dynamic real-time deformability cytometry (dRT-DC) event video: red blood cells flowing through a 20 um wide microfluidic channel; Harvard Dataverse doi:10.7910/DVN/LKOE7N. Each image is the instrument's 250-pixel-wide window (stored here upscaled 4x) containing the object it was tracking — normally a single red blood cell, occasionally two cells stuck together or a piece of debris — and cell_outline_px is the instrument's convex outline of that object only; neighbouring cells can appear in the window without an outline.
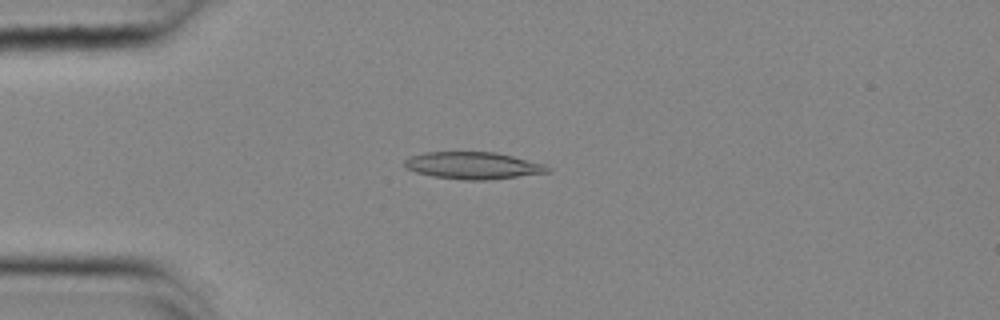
{"species": "common noctule bat (a hibernating species)", "species_latin": "Nyctalus noctula", "temperature_condition": "cold", "stored_images_in_passage": 55, "camera_frame_rate_fps": 3000, "um_per_image_px": 0.085, "animal": {"sex": "female", "body_mass_g": 25.1}, "frame": {"image": 1, "passage_image": 14, "time_ms": 4.333, "image_size_px": [1000, 320], "cell_outline_px": [[552, 172], [484, 180], [464, 180], [432, 176], [416, 172], [408, 168], [404, 164], [404, 160], [412, 156], [424, 152], [496, 152], [544, 164], [552, 168]], "centroid_in_image_um": [40.23, 14.07], "position_along_channel_um": 44.8, "area_um2": 22.43}}
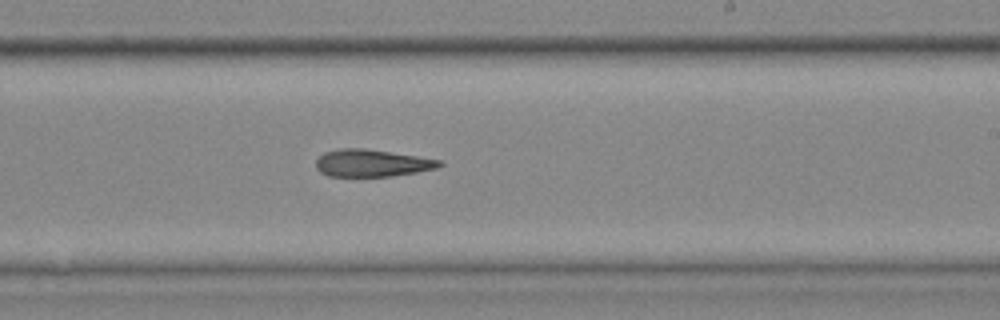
{"frame": {"image": 2, "passage_image": 33, "time_ms": 10.667, "image_size_px": [1000, 320], "cell_outline_px": [[444, 164], [436, 168], [416, 172], [388, 176], [328, 176], [320, 172], [316, 168], [316, 160], [324, 152], [340, 148], [364, 148], [416, 156], [440, 160]], "centroid_in_image_um": [31.57, 13.86], "position_along_channel_um": 257.4, "area_um2": 19.42}}
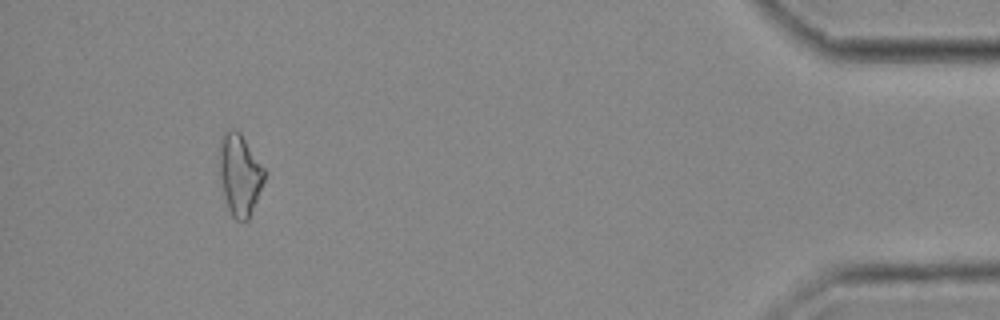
{"frame": {"image": 3, "passage_image": 51, "time_ms": 16.667, "image_size_px": [1000, 320], "cell_outline_px": [[268, 172], [248, 220], [236, 220], [232, 216], [228, 208], [224, 196], [216, 156], [220, 140], [224, 132], [232, 128], [236, 128], [240, 132]], "centroid_in_image_um": [20.36, 14.78], "position_along_channel_um": 414.8, "area_um2": 21.91}}